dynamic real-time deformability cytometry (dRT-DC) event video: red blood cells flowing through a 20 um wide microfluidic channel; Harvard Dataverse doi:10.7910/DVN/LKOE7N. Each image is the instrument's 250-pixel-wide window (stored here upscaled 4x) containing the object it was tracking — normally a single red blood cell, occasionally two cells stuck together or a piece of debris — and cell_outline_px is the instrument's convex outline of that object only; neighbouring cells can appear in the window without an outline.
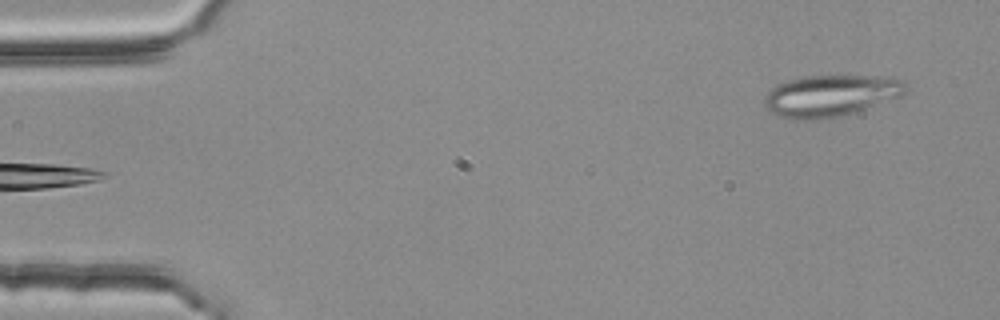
{"species": "common noctule bat (a hibernating species)", "species_latin": "Nyctalus noctula", "temperature_condition": "room temperature", "stored_images_in_passage": 51, "camera_frame_rate_fps": 3000, "um_per_image_px": 0.085, "animal": {"sex": "female", "body_mass_g": 25.1}, "frame": {"image": 1, "passage_image": 1, "time_ms": 0.0, "image_size_px": [1000, 320], "cell_outline_px": [[908, 92], [904, 96], [840, 116], [820, 120], [792, 120], [776, 116], [768, 112], [764, 108], [764, 96], [776, 84], [788, 80], [804, 76], [896, 76], [904, 80], [908, 84]], "centroid_in_image_um": [70.63, 8.14], "position_along_channel_um": 14.4, "area_um2": 35.14}}
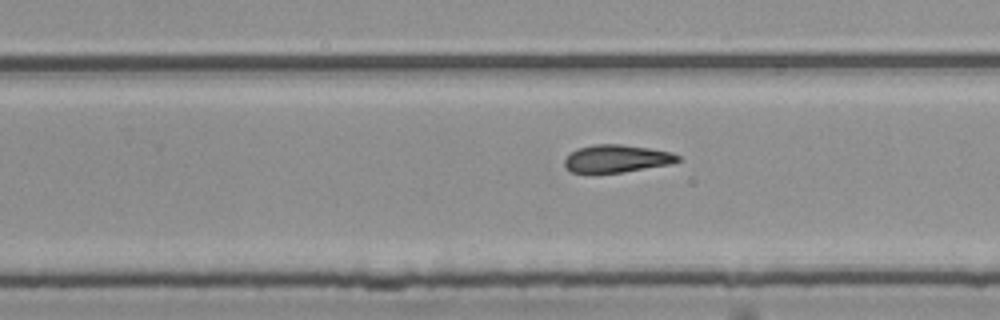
{"frame": {"image": 2, "passage_image": 31, "time_ms": 10.0, "image_size_px": [1000, 320], "cell_outline_px": [[684, 160], [672, 164], [620, 172], [572, 172], [564, 164], [564, 160], [576, 148], [592, 144], [620, 144], [648, 148], [672, 152], [680, 156]], "centroid_in_image_um": [52.47, 13.46], "position_along_channel_um": 277.3, "area_um2": 18.15}}
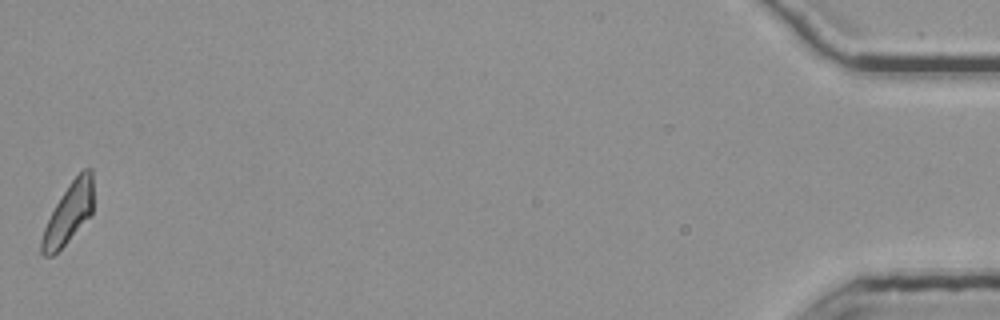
{"frame": {"image": 3, "passage_image": 51, "time_ms": 16.667, "image_size_px": [1000, 320], "cell_outline_px": [[92, 212], [68, 240], [52, 256], [44, 256], [40, 252], [40, 240], [44, 228], [56, 204], [72, 180], [84, 168], [92, 168]], "centroid_in_image_um": [5.81, 18.14], "position_along_channel_um": 429.4, "area_um2": 17.51}, "authors_computed_cell_mechanics": {"area_um2": 19.1318, "velocity_mm_per_s": 3.784, "shape_relaxation_time_tau1_ms": null, "shape_relaxation_time_tau2_ms": 6.175, "deformation_change_tau1": null, "deformation_change_tau2": 0.1765}}